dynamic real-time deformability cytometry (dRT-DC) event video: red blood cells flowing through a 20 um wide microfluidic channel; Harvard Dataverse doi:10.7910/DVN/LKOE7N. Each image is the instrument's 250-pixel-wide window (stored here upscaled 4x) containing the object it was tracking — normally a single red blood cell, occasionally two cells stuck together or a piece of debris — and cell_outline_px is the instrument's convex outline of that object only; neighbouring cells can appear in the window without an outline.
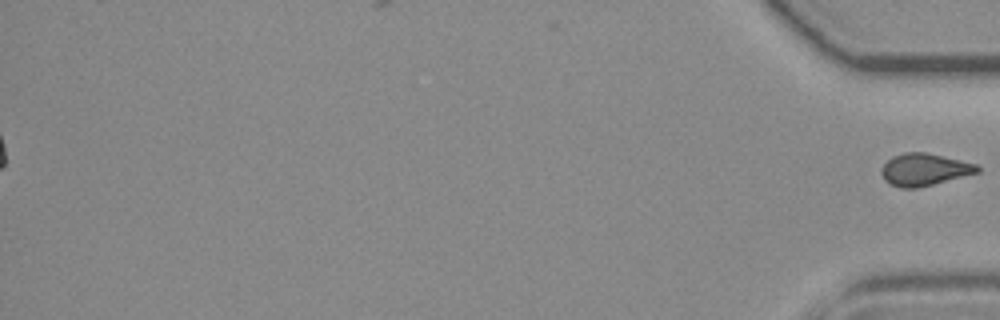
{"species": "common noctule bat (a hibernating species)", "species_latin": "Nyctalus noctula", "temperature_condition": "room temperature", "stored_images_in_passage": 55, "segment_of_instrument_passage": [2, 2], "camera_frame_rate_fps": 3000, "um_per_image_px": 0.085, "animal": {"sex": "female", "body_mass_g": 19.3, "forearm_length_mm": 54.1}, "frame": {"image": 1, "passage_image": 55, "time_ms": 18.0, "image_size_px": [1000, 320], "cell_outline_px": [[980, 172], [916, 188], [900, 188], [884, 180], [880, 172], [880, 168], [892, 156], [904, 152], [924, 152], [960, 160], [976, 164], [980, 168]], "centroid_in_image_um": [78.54, 14.41], "position_along_channel_um": 356.7, "area_um2": 17.86}}